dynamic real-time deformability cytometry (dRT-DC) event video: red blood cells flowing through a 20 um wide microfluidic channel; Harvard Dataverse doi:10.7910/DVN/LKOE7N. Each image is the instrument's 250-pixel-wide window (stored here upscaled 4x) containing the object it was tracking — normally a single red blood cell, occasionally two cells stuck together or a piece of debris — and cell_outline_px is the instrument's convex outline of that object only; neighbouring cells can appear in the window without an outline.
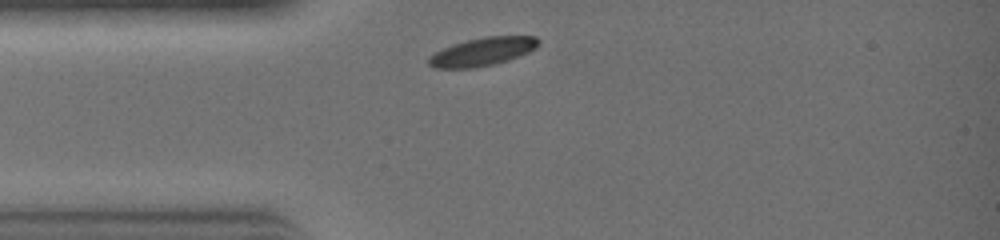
{"species": "common noctule bat (a hibernating species)", "species_latin": "Nyctalus noctula", "temperature_condition": "warm", "stored_images_in_passage": 19, "camera_frame_rate_fps": 3000, "um_per_image_px": 0.085, "animal": {"sex": "female", "body_mass_g": 19.0, "forearm_length_mm": 51.5}, "frame": {"image": 1, "passage_image": 1, "time_ms": 0.0, "image_size_px": [1000, 240], "cell_outline_px": [[540, 44], [536, 48], [528, 52], [508, 60], [496, 64], [476, 68], [432, 68], [428, 64], [428, 56], [452, 44], [484, 36], [536, 36], [540, 40]], "centroid_in_image_um": [41.02, 4.4], "position_along_channel_um": 44.0, "area_um2": 18.21}}
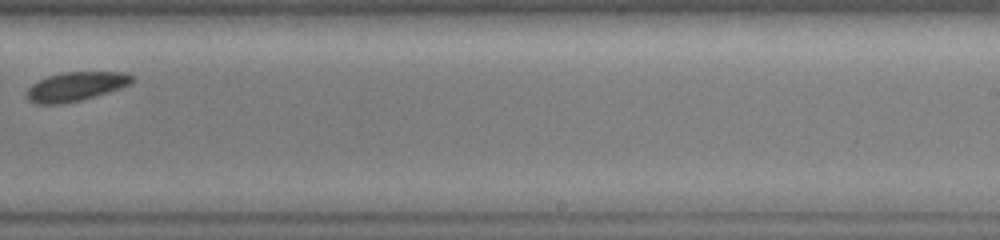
{"frame": {"image": 2, "passage_image": 13, "time_ms": 4.0, "image_size_px": [1000, 240], "cell_outline_px": [[136, 80], [132, 84], [108, 92], [80, 100], [60, 104], [36, 104], [28, 100], [28, 88], [32, 84], [48, 76], [64, 72], [124, 72], [136, 76]], "centroid_in_image_um": [6.51, 7.34], "position_along_channel_um": 282.5, "area_um2": 17.8}}
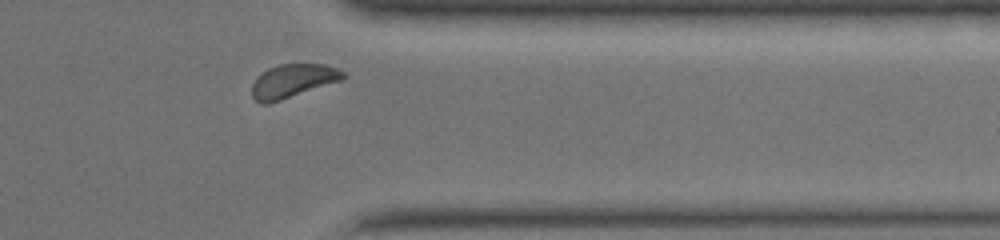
{"frame": {"image": 3, "passage_image": 18, "time_ms": 5.667, "image_size_px": [1000, 240], "cell_outline_px": [[348, 76], [344, 80], [268, 104], [260, 104], [252, 96], [252, 84], [268, 68], [280, 64], [324, 64], [336, 68], [344, 72]], "centroid_in_image_um": [24.94, 6.88], "position_along_channel_um": 386.5, "area_um2": 17.8}}